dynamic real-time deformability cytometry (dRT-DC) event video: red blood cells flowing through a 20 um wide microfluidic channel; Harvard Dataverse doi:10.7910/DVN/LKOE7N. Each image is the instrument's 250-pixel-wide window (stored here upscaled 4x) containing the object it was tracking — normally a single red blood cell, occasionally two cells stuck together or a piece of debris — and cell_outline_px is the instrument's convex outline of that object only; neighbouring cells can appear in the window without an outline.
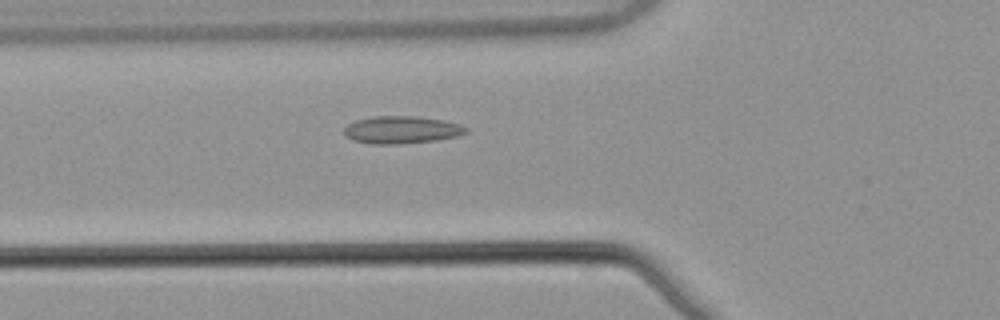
{"species": "common noctule bat (a hibernating species)", "species_latin": "Nyctalus noctula", "temperature_condition": "warm", "stored_images_in_passage": 54, "camera_frame_rate_fps": 3000, "um_per_image_px": 0.085, "animal": {"sex": "male", "body_mass_g": 21.5, "forearm_length_mm": 52.0}, "frame": {"image": 1, "passage_image": 20, "time_ms": 6.333, "image_size_px": [1000, 320], "cell_outline_px": [[468, 132], [456, 136], [436, 140], [396, 144], [372, 144], [352, 140], [344, 136], [344, 128], [348, 124], [356, 120], [372, 116], [416, 116], [444, 120], [460, 124], [468, 128]], "centroid_in_image_um": [34.11, 11.03], "position_along_channel_um": 91.7, "area_um2": 19.59}}
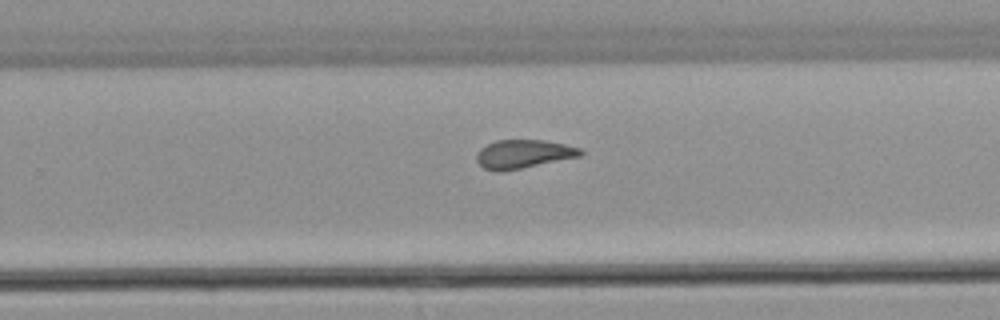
{"frame": {"image": 2, "passage_image": 35, "time_ms": 11.333, "image_size_px": [1000, 320], "cell_outline_px": [[584, 156], [500, 172], [496, 172], [484, 168], [476, 160], [476, 156], [480, 148], [496, 140], [544, 140], [564, 144], [580, 148], [584, 152]], "centroid_in_image_um": [44.52, 13.09], "position_along_channel_um": 285.3, "area_um2": 17.4}}
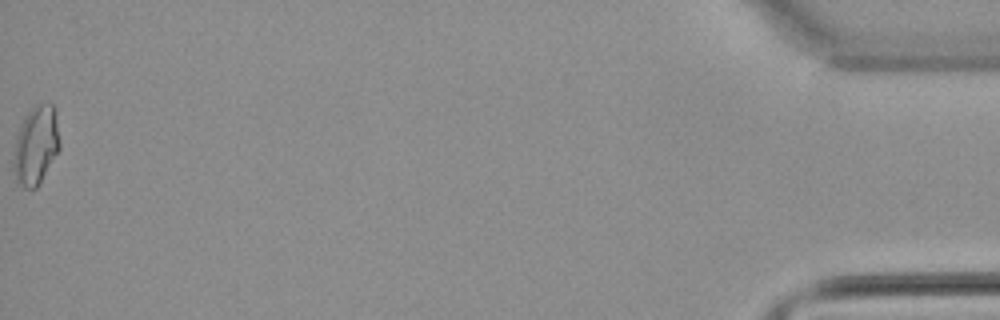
{"frame": {"image": 3, "passage_image": 54, "time_ms": 17.667, "image_size_px": [1000, 320], "cell_outline_px": [[60, 148], [36, 188], [24, 188], [16, 180], [12, 168], [12, 164], [16, 136], [20, 124], [24, 116], [36, 104], [52, 104], [56, 108], [60, 144]], "centroid_in_image_um": [3.04, 12.33], "position_along_channel_um": 432.2, "area_um2": 21.27}, "authors_computed_cell_mechanics": {"area_um2": 18.1492, "velocity_mm_per_s": 3.8794, "shape_relaxation_time_tau1_ms": null, "shape_relaxation_time_tau2_ms": 3.068, "deformation_change_tau1": null, "deformation_change_tau2": 0.0974}}